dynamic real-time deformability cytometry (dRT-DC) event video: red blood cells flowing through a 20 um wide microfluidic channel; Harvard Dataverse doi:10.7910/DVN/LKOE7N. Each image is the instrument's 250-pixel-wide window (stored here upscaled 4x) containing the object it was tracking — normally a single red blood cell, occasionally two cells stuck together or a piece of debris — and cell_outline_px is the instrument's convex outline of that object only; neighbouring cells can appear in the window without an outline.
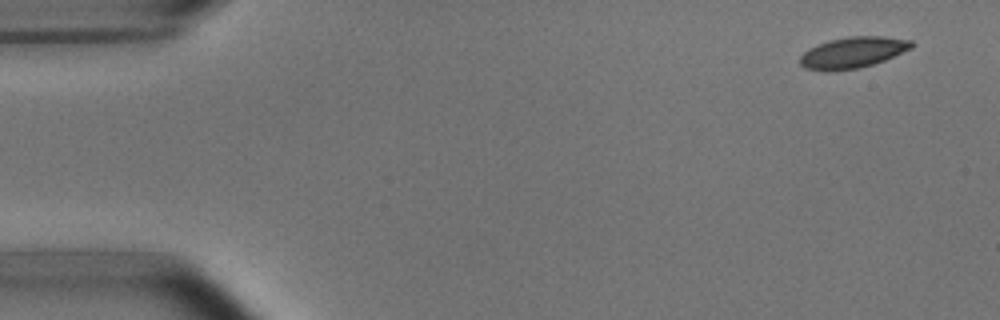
{"species": "common noctule bat (a hibernating species)", "species_latin": "Nyctalus noctula", "temperature_condition": "room temperature", "stored_images_in_passage": 5, "camera_frame_rate_fps": 3000, "um_per_image_px": 0.085, "animal": {"sex": "male", "body_mass_g": 15.6}, "frame": {"image": 1, "passage_image": 1, "time_ms": 0.0, "image_size_px": [1000, 320], "cell_outline_px": [[912, 48], [884, 60], [860, 68], [828, 72], [824, 72], [804, 68], [800, 64], [800, 56], [808, 48], [816, 44], [828, 40], [848, 36], [884, 36], [912, 40]], "centroid_in_image_um": [72.43, 4.47], "position_along_channel_um": 12.6, "area_um2": 20.46}}
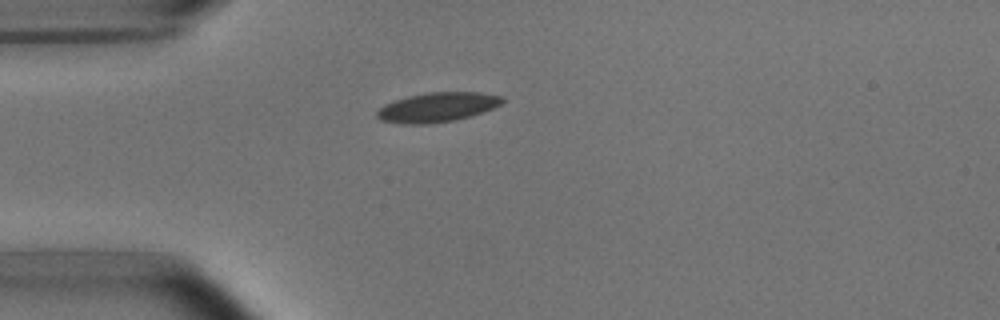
{"frame": {"image": 2, "passage_image": 4, "time_ms": 3.667, "image_size_px": [1000, 320], "cell_outline_px": [[504, 100], [500, 104], [492, 108], [456, 120], [428, 124], [400, 124], [380, 120], [376, 116], [376, 112], [384, 104], [408, 96], [428, 92], [480, 92], [504, 96]], "centroid_in_image_um": [37.14, 9.11], "position_along_channel_um": 47.9, "area_um2": 21.5}}